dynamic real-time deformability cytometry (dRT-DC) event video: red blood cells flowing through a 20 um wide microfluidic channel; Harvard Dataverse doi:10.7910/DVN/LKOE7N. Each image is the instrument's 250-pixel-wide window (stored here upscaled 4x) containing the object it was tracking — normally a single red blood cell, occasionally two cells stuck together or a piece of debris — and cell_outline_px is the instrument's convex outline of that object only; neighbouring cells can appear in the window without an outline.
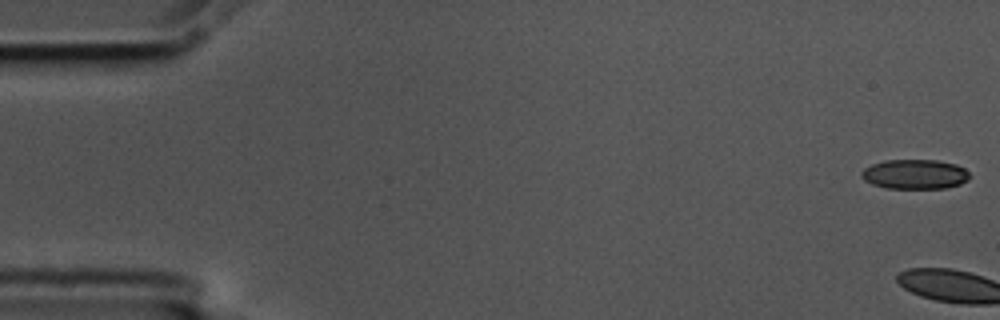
{"species": "common noctule bat (a hibernating species)", "species_latin": "Nyctalus noctula", "temperature_condition": "cold", "stored_images_in_passage": 3, "camera_frame_rate_fps": 3000, "um_per_image_px": 0.085, "animal": {"sex": "male", "body_mass_g": 17.5, "forearm_length_mm": 52.3}, "frame": {"image": 1, "passage_image": 1, "time_ms": 0.0, "image_size_px": [1000, 320], "cell_outline_px": [[972, 176], [968, 180], [960, 184], [944, 188], [888, 188], [872, 184], [864, 180], [860, 176], [860, 172], [864, 168], [872, 164], [884, 160], [936, 160], [956, 164], [964, 168]], "centroid_in_image_um": [77.76, 14.8], "position_along_channel_um": 7.2, "area_um2": 18.79}}